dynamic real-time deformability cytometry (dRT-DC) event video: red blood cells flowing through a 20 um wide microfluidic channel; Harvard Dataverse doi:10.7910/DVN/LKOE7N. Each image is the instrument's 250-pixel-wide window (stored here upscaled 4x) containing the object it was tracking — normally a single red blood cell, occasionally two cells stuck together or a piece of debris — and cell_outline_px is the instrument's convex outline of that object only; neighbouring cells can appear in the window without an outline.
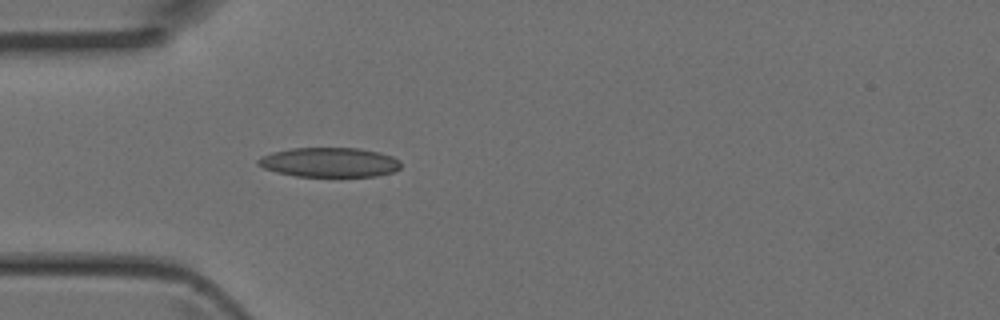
{"species": "Egyptian fruit bat (a non-hibernating species)", "species_latin": "Rousettus aegyptiacus", "temperature_condition": "room temperature", "stored_images_in_passage": 3, "camera_frame_rate_fps": 3000, "um_per_image_px": 0.085, "animal": {"sex": "female"}, "frame": {"image": 1, "passage_image": 3, "time_ms": 0.667, "image_size_px": [1000, 320], "cell_outline_px": [[400, 168], [396, 172], [376, 176], [296, 176], [276, 172], [264, 168], [256, 164], [256, 160], [260, 156], [272, 152], [292, 148], [360, 148], [380, 152], [392, 156], [400, 160]], "centroid_in_image_um": [28.01, 13.79], "position_along_channel_um": 57.0, "area_um2": 24.8}}